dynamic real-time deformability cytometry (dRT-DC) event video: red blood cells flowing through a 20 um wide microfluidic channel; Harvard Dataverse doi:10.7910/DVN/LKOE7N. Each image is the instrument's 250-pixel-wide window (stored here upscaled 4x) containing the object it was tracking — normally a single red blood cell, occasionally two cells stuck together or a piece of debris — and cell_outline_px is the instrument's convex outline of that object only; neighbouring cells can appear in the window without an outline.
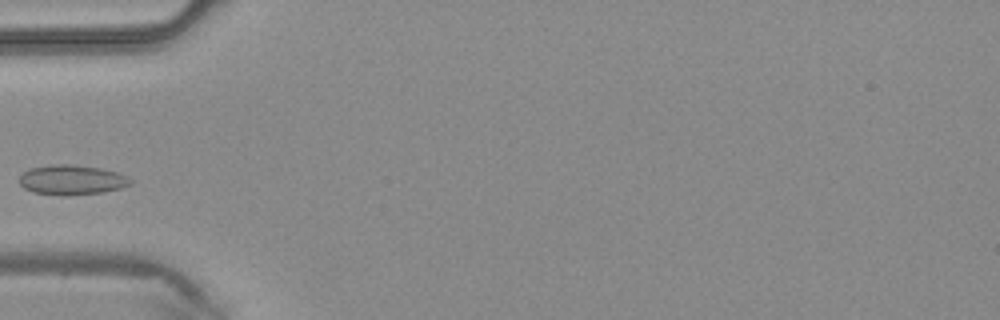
{"species": "common noctule bat (a hibernating species)", "species_latin": "Nyctalus noctula", "temperature_condition": "warm", "stored_images_in_passage": 3, "camera_frame_rate_fps": 3000, "um_per_image_px": 0.085, "animal": {"sex": "male", "body_mass_g": 20.4}, "frame": {"image": 1, "passage_image": 3, "time_ms": 0.667, "image_size_px": [1000, 320], "cell_outline_px": [[132, 184], [120, 188], [104, 192], [68, 196], [64, 196], [32, 192], [24, 188], [20, 184], [20, 176], [28, 168], [52, 164], [72, 164], [100, 168], [116, 172], [128, 176], [132, 180]], "centroid_in_image_um": [6.1, 15.29], "position_along_channel_um": 78.9, "area_um2": 19.54}}